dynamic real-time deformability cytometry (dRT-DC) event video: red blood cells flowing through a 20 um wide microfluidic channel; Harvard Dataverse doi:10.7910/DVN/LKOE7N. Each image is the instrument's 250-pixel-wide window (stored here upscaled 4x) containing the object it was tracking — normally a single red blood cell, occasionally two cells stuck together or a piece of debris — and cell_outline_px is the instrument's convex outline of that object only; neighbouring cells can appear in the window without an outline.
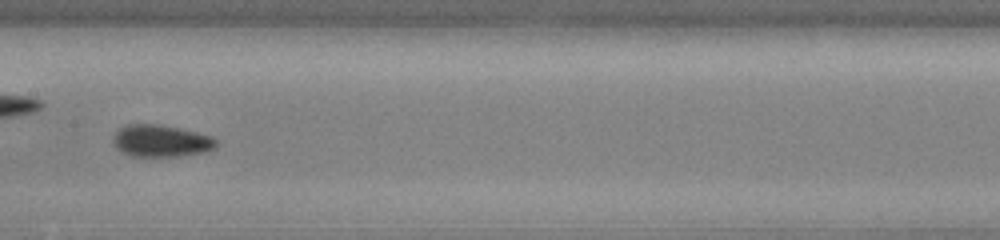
{"species": "common noctule bat (a hibernating species)", "species_latin": "Nyctalus noctula", "temperature_condition": "cold", "stored_images_in_passage": 44, "camera_frame_rate_fps": 3000, "um_per_image_px": 0.085, "animal": {"sex": "male", "body_mass_g": 13.0, "forearm_length_mm": 53.1}, "frame": {"image": 1, "passage_image": 19, "time_ms": 6.0, "image_size_px": [1000, 240], "cell_outline_px": [[216, 148], [208, 152], [176, 156], [132, 156], [120, 152], [112, 144], [112, 140], [116, 132], [120, 128], [128, 124], [156, 124], [180, 128], [212, 136], [216, 140]], "centroid_in_image_um": [13.68, 11.98], "position_along_channel_um": 193.7, "area_um2": 19.36}}
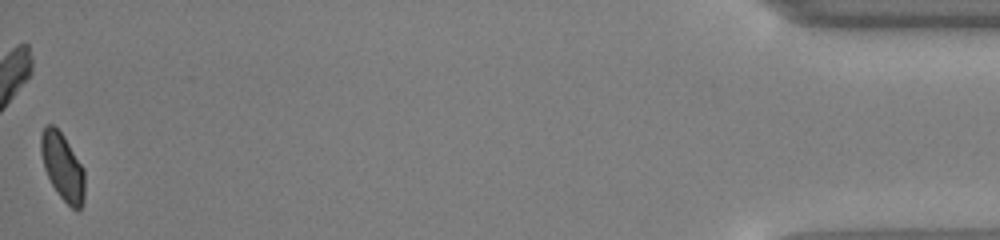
{"frame": {"image": 2, "passage_image": 44, "time_ms": 14.333, "image_size_px": [1000, 240], "cell_outline_px": [[84, 200], [80, 208], [76, 212], [60, 196], [52, 184], [44, 168], [40, 152], [40, 136], [44, 128], [48, 124], [52, 124], [64, 136], [84, 168]], "centroid_in_image_um": [5.32, 14.17], "position_along_channel_um": 429.9, "area_um2": 17.05}, "authors_computed_cell_mechanics": {"area_um2": 18.0336, "velocity_mm_per_s": 3.8921, "shape_relaxation_time_tau1_ms": 2.4052, "shape_relaxation_time_tau2_ms": 3.8556, "deformation_change_tau1": 0.0507, "deformation_change_tau2": 0.0508}}